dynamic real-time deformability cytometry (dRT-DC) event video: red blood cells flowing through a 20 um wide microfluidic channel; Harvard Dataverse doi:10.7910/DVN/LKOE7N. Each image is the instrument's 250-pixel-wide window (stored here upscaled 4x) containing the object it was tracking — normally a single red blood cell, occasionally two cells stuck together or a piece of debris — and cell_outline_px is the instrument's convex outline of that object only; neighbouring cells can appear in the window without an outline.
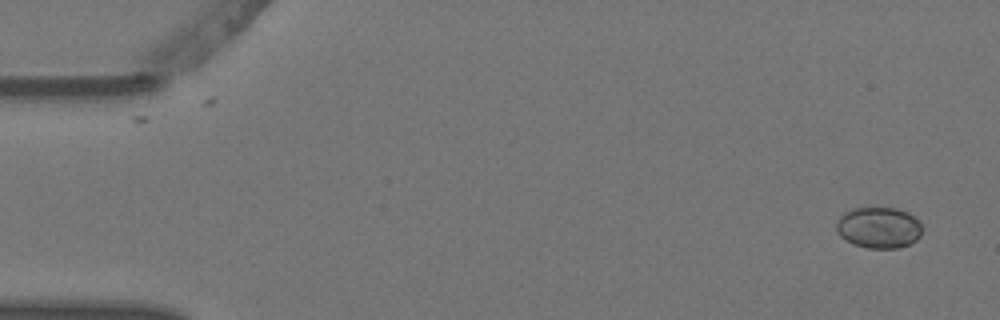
{"species": "Egyptian fruit bat (a non-hibernating species)", "species_latin": "Rousettus aegyptiacus", "temperature_condition": "warm", "stored_images_in_passage": 2, "camera_frame_rate_fps": 3000, "um_per_image_px": 0.085, "animal": {"sex": "female"}, "frame": {"image": 1, "passage_image": 2, "time_ms": 0.333, "image_size_px": [1000, 320], "cell_outline_px": [[920, 236], [916, 240], [908, 244], [896, 248], [868, 248], [852, 244], [844, 240], [836, 232], [836, 220], [844, 212], [852, 208], [896, 208], [908, 212], [920, 224]], "centroid_in_image_um": [74.62, 19.35], "position_along_channel_um": 10.4, "area_um2": 20.58}}